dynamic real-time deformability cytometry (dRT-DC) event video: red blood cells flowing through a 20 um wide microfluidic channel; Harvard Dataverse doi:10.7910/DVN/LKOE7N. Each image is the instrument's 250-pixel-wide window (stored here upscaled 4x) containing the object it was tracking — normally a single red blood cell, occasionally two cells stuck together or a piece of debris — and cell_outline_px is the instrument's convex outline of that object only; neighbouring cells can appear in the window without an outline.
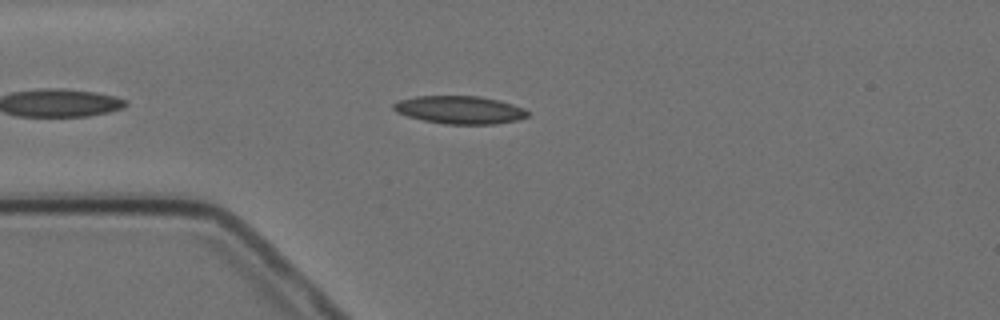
{"species": "Egyptian fruit bat (a non-hibernating species)", "species_latin": "Rousettus aegyptiacus", "temperature_condition": "cold", "stored_images_in_passage": 8, "camera_frame_rate_fps": 3000, "um_per_image_px": 0.085, "animal": {"sex": "female"}, "frame": {"image": 1, "passage_image": 4, "time_ms": 3.667, "image_size_px": [1000, 320], "cell_outline_px": [[528, 116], [516, 120], [496, 124], [444, 124], [424, 120], [408, 116], [396, 112], [392, 108], [392, 104], [400, 100], [416, 96], [480, 96], [500, 100], [524, 108], [528, 112]], "centroid_in_image_um": [39.08, 9.33], "position_along_channel_um": 45.9, "area_um2": 21.79}}
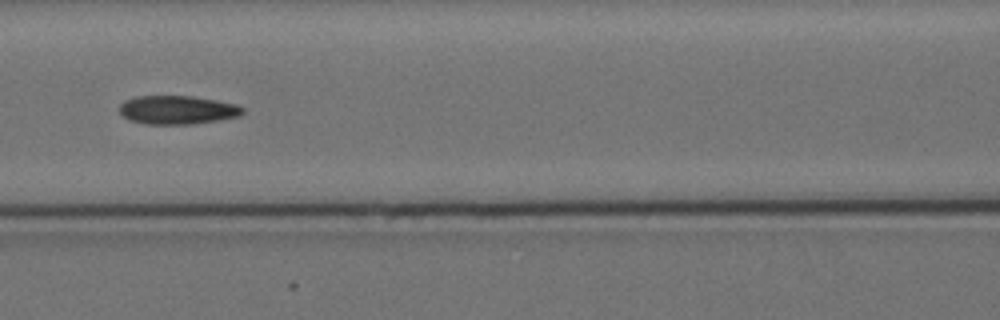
{"frame": {"image": 2, "passage_image": 7, "time_ms": 7.0, "image_size_px": [1000, 320], "cell_outline_px": [[244, 112], [240, 116], [220, 120], [192, 124], [144, 124], [128, 120], [120, 112], [120, 104], [124, 100], [136, 96], [192, 96], [216, 100], [236, 104], [244, 108]], "centroid_in_image_um": [15.08, 9.34], "position_along_channel_um": 151.5, "area_um2": 20.69}}
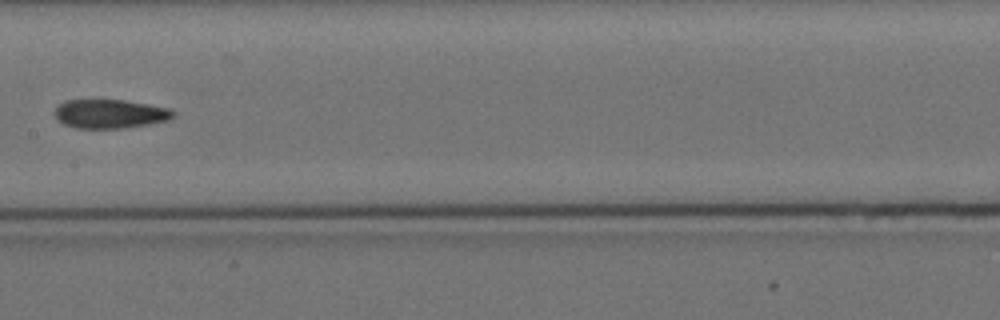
{"frame": {"image": 3, "passage_image": 8, "time_ms": 8.333, "image_size_px": [1000, 320], "cell_outline_px": [[176, 116], [172, 120], [148, 124], [120, 128], [76, 128], [64, 124], [56, 120], [52, 112], [64, 100], [124, 100], [148, 104], [168, 108], [176, 112]], "centroid_in_image_um": [9.35, 9.68], "position_along_channel_um": 198.0, "area_um2": 20.17}}